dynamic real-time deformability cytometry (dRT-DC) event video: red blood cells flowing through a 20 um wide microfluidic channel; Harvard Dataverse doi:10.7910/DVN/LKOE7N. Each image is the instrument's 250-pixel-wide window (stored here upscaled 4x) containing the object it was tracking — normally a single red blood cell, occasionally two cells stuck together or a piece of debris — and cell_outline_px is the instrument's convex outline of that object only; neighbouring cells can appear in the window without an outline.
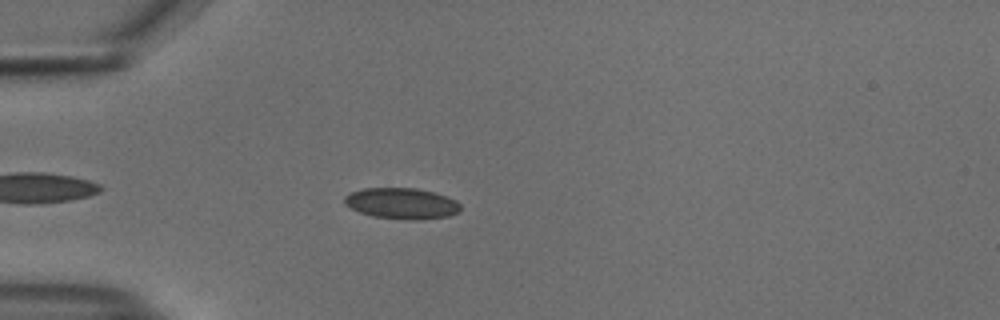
{"species": "common noctule bat (a hibernating species)", "species_latin": "Nyctalus noctula", "temperature_condition": "cold", "stored_images_in_passage": 45, "camera_frame_rate_fps": 3000, "um_per_image_px": 0.085, "animal": {"sex": "male", "body_mass_g": 18.8}, "frame": {"image": 1, "passage_image": 6, "time_ms": 1.667, "image_size_px": [1000, 320], "cell_outline_px": [[460, 212], [448, 216], [416, 220], [412, 220], [372, 216], [360, 212], [344, 204], [344, 196], [352, 192], [364, 188], [416, 188], [432, 192], [456, 200], [460, 204]], "centroid_in_image_um": [34.14, 17.29], "position_along_channel_um": 50.9, "area_um2": 20.81}}
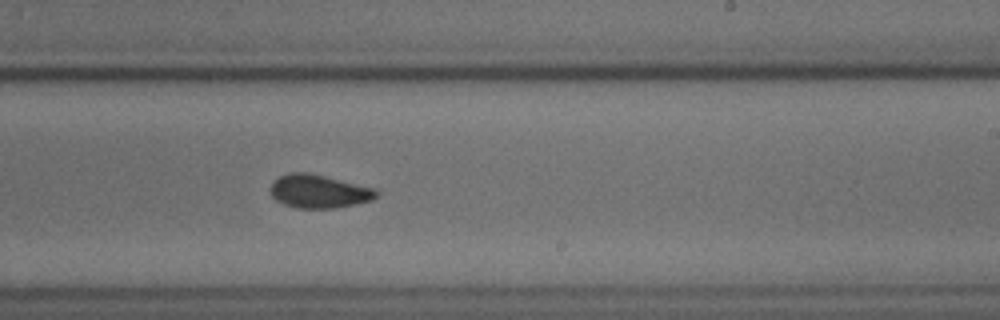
{"frame": {"image": 2, "passage_image": 24, "time_ms": 7.667, "image_size_px": [1000, 320], "cell_outline_px": [[380, 192], [372, 200], [356, 204], [332, 208], [296, 208], [284, 204], [276, 200], [272, 196], [272, 184], [280, 176], [288, 172], [308, 172], [376, 188]], "centroid_in_image_um": [27.14, 16.26], "position_along_channel_um": 261.9, "area_um2": 20.52}}
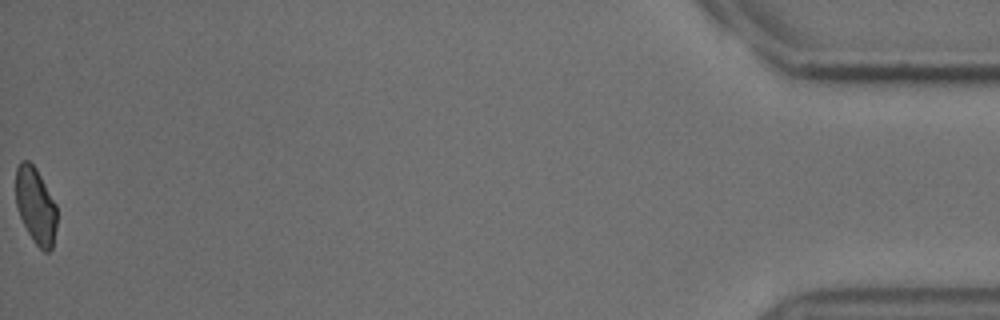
{"frame": {"image": 3, "passage_image": 45, "time_ms": 14.667, "image_size_px": [1000, 320], "cell_outline_px": [[56, 228], [52, 248], [48, 252], [44, 252], [32, 240], [20, 216], [16, 204], [16, 168], [20, 160], [28, 160], [36, 168], [56, 204]], "centroid_in_image_um": [3.03, 17.48], "position_along_channel_um": 432.2, "area_um2": 18.21}, "authors_computed_cell_mechanics": {"area_um2": 19.941, "velocity_mm_per_s": 3.7447, "shape_relaxation_time_tau1_ms": 3.5936, "shape_relaxation_time_tau2_ms": 2.8909, "deformation_change_tau1": 0.0876, "deformation_change_tau2": 0.0603}}